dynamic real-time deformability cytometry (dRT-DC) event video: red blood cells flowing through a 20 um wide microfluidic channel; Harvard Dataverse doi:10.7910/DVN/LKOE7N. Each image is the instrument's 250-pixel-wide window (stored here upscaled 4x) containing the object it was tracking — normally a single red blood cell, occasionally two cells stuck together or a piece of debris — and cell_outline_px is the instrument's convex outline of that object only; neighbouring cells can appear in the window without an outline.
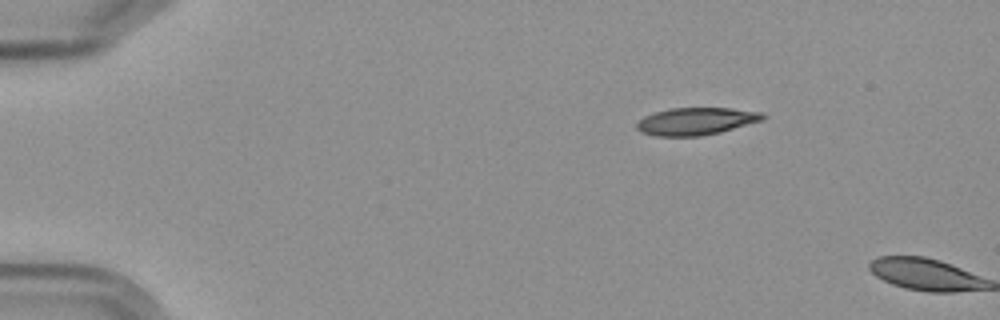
{"species": "Egyptian fruit bat (a non-hibernating species)", "species_latin": "Rousettus aegyptiacus", "temperature_condition": "cold", "stored_images_in_passage": 2, "camera_frame_rate_fps": 3000, "um_per_image_px": 0.085, "frame": {"image": 1, "passage_image": 1, "time_ms": 0.0, "image_size_px": [1000, 320], "cell_outline_px": [[768, 116], [764, 120], [720, 132], [700, 136], [656, 136], [640, 132], [636, 128], [636, 124], [644, 116], [656, 112], [672, 108], [732, 108], [760, 112]], "centroid_in_image_um": [59.19, 10.31], "position_along_channel_um": 25.8, "area_um2": 20.11}}